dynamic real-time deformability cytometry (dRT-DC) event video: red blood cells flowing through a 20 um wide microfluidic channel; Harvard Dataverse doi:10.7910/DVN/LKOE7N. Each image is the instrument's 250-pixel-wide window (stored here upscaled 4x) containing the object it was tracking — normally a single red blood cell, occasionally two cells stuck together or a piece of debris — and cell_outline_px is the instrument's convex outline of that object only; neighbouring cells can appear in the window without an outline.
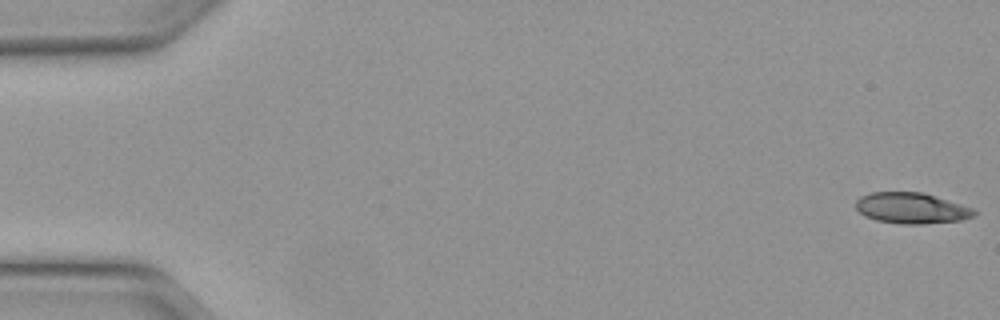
{"species": "Egyptian fruit bat (a non-hibernating species)", "species_latin": "Rousettus aegyptiacus", "temperature_condition": "warm", "stored_images_in_passage": 50, "camera_frame_rate_fps": 3000, "um_per_image_px": 0.085, "animal": {"sex": "female"}, "frame": {"image": 1, "passage_image": 1, "time_ms": 0.0, "image_size_px": [1000, 320], "cell_outline_px": [[976, 216], [960, 220], [920, 224], [900, 224], [876, 220], [864, 216], [856, 208], [856, 200], [860, 196], [872, 192], [924, 192], [972, 208], [976, 212]], "centroid_in_image_um": [77.45, 17.69], "position_along_channel_um": 7.5, "area_um2": 21.27}}
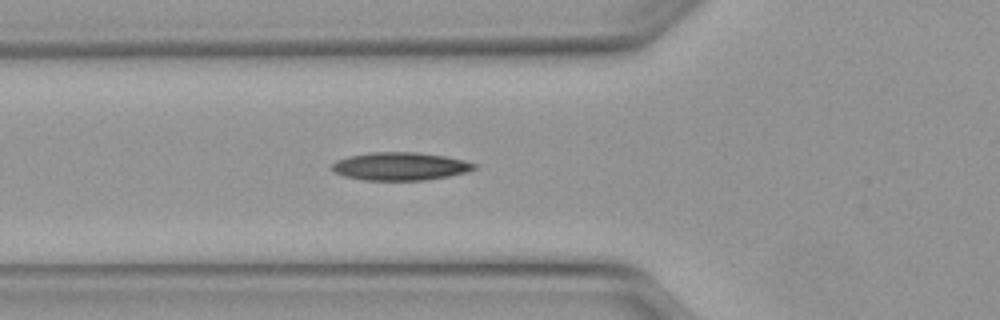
{"frame": {"image": 2, "passage_image": 18, "time_ms": 5.667, "image_size_px": [1000, 320], "cell_outline_px": [[476, 168], [468, 172], [448, 176], [424, 180], [364, 180], [344, 176], [332, 172], [332, 164], [336, 160], [348, 156], [372, 152], [416, 152], [444, 156], [464, 160], [476, 164]], "centroid_in_image_um": [33.99, 14.13], "position_along_channel_um": 91.8, "area_um2": 23.24}}
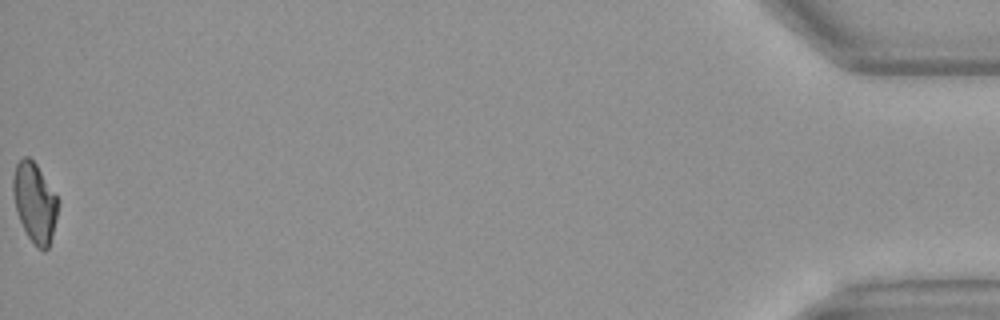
{"frame": {"image": 3, "passage_image": 50, "time_ms": 16.333, "image_size_px": [1000, 320], "cell_outline_px": [[60, 204], [56, 220], [48, 248], [44, 252], [36, 248], [28, 236], [16, 212], [12, 192], [12, 176], [16, 164], [24, 156], [28, 156], [36, 164], [60, 200]], "centroid_in_image_um": [2.95, 17.22], "position_along_channel_um": 432.2, "area_um2": 21.1}, "authors_computed_cell_mechanics": {"area_um2": 21.8773, "velocity_mm_per_s": 4.1406, "shape_relaxation_time_tau1_ms": 10.874, "shape_relaxation_time_tau2_ms": 2.6059, "deformation_change_tau1": 0.2776, "deformation_change_tau2": 0.0967}}